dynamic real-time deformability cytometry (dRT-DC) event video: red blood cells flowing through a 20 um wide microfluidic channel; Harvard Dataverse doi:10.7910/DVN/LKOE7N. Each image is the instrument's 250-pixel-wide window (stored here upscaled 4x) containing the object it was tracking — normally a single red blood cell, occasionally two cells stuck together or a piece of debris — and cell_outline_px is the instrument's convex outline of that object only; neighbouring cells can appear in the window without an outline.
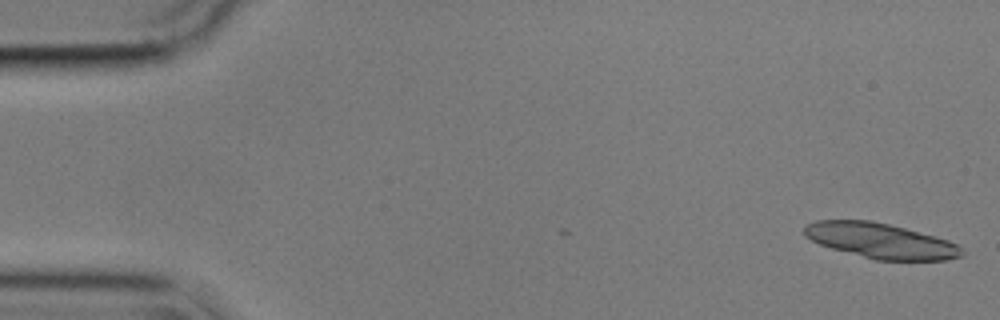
{"species": "common noctule bat (a hibernating species)", "species_latin": "Nyctalus noctula", "temperature_condition": "cold", "stored_images_in_passage": 55, "segment_of_instrument_passage": [1, 2], "camera_frame_rate_fps": 3000, "um_per_image_px": 0.085, "animal": {"sex": "male", "body_mass_g": 17.9}, "frame": {"image": 1, "passage_image": 1, "time_ms": 0.0, "image_size_px": [1000, 320], "cell_outline_px": [[964, 256], [944, 260], [876, 260], [832, 248], [820, 244], [804, 236], [804, 224], [816, 220], [872, 220], [904, 228], [948, 240], [956, 244], [964, 252]], "centroid_in_image_um": [74.83, 20.46], "position_along_channel_um": 10.2, "area_um2": 32.08}}